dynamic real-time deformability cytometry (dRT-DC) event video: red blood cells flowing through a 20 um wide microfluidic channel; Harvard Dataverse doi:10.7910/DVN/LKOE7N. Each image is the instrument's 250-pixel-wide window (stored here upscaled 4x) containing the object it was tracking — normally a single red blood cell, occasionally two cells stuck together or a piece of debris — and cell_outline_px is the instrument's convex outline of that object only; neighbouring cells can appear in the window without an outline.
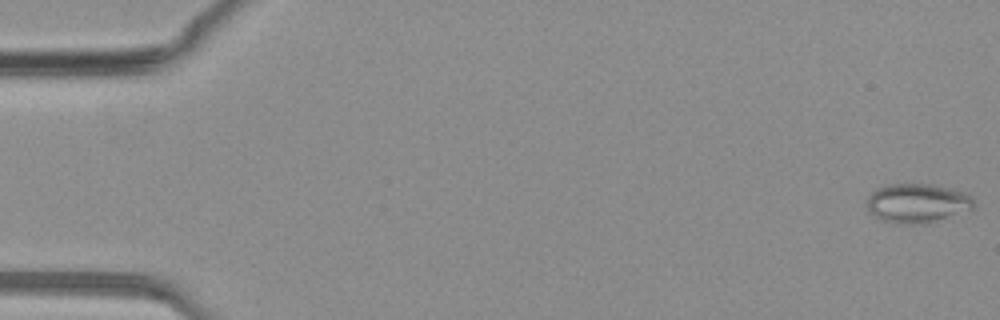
{"species": "common noctule bat (a hibernating species)", "species_latin": "Nyctalus noctula", "temperature_condition": "warm", "stored_images_in_passage": 46, "camera_frame_rate_fps": 3000, "um_per_image_px": 0.085, "animal": {"sex": "female", "body_mass_g": 19.3, "forearm_length_mm": 54.1}, "frame": {"image": 1, "passage_image": 1, "time_ms": 0.0, "image_size_px": [1000, 320], "cell_outline_px": [[972, 212], [928, 224], [892, 224], [880, 220], [868, 212], [868, 196], [876, 188], [888, 184], [932, 184], [952, 188], [968, 192], [972, 196]], "centroid_in_image_um": [78.02, 17.3], "position_along_channel_um": 7.0, "area_um2": 25.37}}
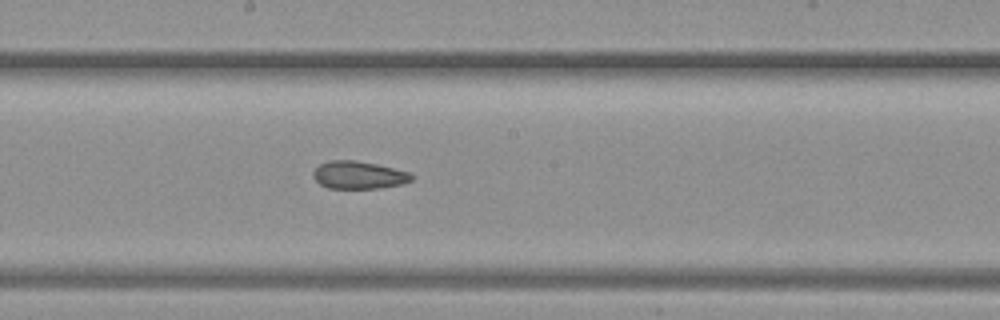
{"frame": {"image": 2, "passage_image": 25, "time_ms": 8.0, "image_size_px": [1000, 320], "cell_outline_px": [[416, 176], [412, 180], [400, 184], [380, 188], [328, 188], [320, 184], [312, 176], [312, 172], [320, 164], [328, 160], [352, 160], [376, 164], [412, 172]], "centroid_in_image_um": [30.51, 14.87], "position_along_channel_um": 217.7, "area_um2": 15.95}}
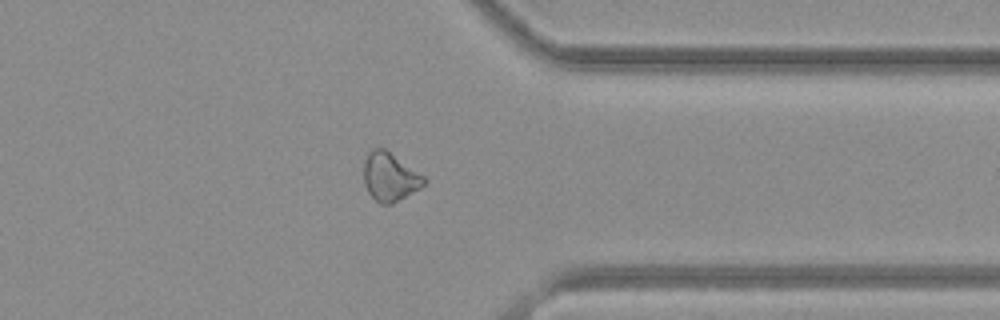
{"frame": {"image": 3, "passage_image": 36, "time_ms": 11.667, "image_size_px": [1000, 320], "cell_outline_px": [[428, 180], [420, 188], [392, 204], [380, 204], [368, 192], [364, 184], [364, 160], [368, 152], [372, 148], [384, 148], [424, 176]], "centroid_in_image_um": [33.12, 15.03], "position_along_channel_um": 378.3, "area_um2": 16.94}}